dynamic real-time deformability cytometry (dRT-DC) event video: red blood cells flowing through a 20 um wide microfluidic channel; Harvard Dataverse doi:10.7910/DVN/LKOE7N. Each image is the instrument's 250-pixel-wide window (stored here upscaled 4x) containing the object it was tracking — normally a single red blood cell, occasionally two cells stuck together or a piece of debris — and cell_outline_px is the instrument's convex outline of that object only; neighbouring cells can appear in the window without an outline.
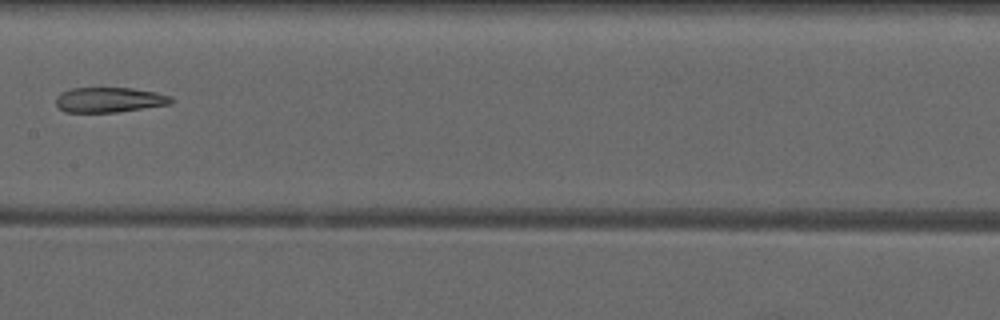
{"species": "common noctule bat (a hibernating species)", "species_latin": "Nyctalus noctula", "temperature_condition": "warm", "stored_images_in_passage": 7, "camera_frame_rate_fps": 3000, "um_per_image_px": 0.085, "animal": {"sex": "male", "forearm_length_mm": 52.5}, "frame": {"image": 1, "passage_image": 7, "time_ms": 8.333, "image_size_px": [1000, 320], "cell_outline_px": [[176, 100], [172, 104], [116, 112], [64, 112], [56, 104], [56, 96], [60, 92], [72, 88], [132, 88], [156, 92], [172, 96]], "centroid_in_image_um": [9.33, 8.48], "position_along_channel_um": 198.1, "area_um2": 16.99}}